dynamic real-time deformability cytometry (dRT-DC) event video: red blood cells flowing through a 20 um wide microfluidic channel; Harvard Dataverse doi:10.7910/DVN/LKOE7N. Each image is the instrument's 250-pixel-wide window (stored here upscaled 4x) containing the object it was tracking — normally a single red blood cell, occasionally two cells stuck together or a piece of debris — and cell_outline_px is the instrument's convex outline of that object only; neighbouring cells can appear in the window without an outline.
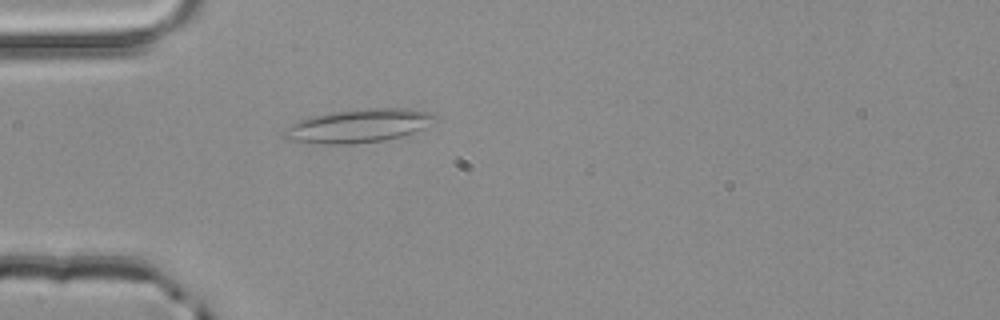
{"species": "common noctule bat (a hibernating species)", "species_latin": "Nyctalus noctula", "temperature_condition": "room temperature", "stored_images_in_passage": 2, "camera_frame_rate_fps": 3000, "um_per_image_px": 0.085, "animal": {"sex": "male", "body_mass_g": 20.4}, "frame": {"image": 1, "passage_image": 2, "time_ms": 0.333, "image_size_px": [1000, 320], "cell_outline_px": [[440, 116], [424, 128], [400, 136], [384, 140], [352, 144], [320, 144], [288, 140], [284, 136], [284, 132], [292, 124], [308, 116], [364, 108], [408, 108], [428, 112]], "centroid_in_image_um": [30.49, 10.69], "position_along_channel_um": 54.5, "area_um2": 29.19}}